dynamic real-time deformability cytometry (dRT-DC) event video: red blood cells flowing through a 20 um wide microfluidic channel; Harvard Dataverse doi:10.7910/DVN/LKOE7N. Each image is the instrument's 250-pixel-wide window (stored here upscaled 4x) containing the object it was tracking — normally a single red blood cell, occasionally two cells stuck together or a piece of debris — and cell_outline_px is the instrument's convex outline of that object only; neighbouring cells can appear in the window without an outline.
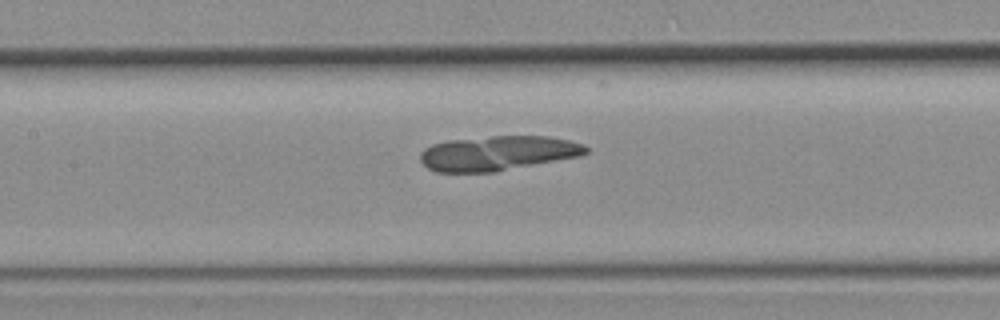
{"species": "common noctule bat (a hibernating species)", "species_latin": "Nyctalus noctula", "temperature_condition": "room temperature", "stored_images_in_passage": 35, "camera_frame_rate_fps": 3000, "um_per_image_px": 0.085, "animal": {"sex": "female", "body_mass_g": 19.3, "forearm_length_mm": 54.1}, "frame": {"image": 1, "passage_image": 14, "time_ms": 4.333, "image_size_px": [1000, 320], "cell_outline_px": [[588, 152], [580, 156], [496, 172], [436, 172], [428, 168], [420, 160], [420, 152], [424, 148], [432, 144], [448, 140], [492, 136], [548, 136], [568, 140], [584, 144], [588, 148]], "centroid_in_image_um": [42.3, 13.02], "position_along_channel_um": 165.1, "area_um2": 33.64}}
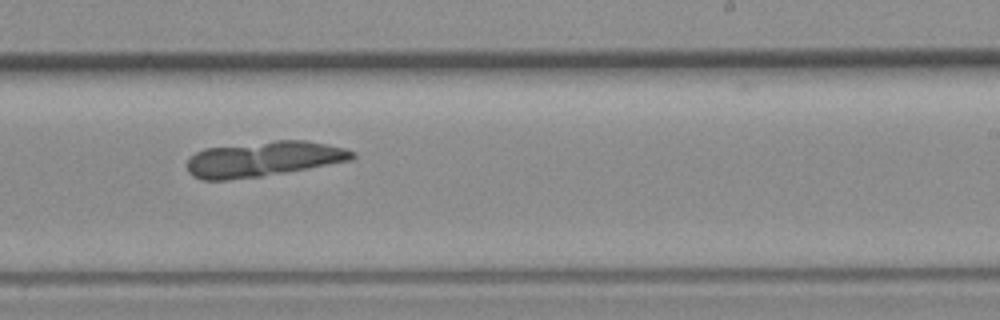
{"frame": {"image": 2, "passage_image": 20, "time_ms": 6.333, "image_size_px": [1000, 320], "cell_outline_px": [[356, 156], [352, 160], [308, 168], [260, 176], [228, 180], [200, 180], [192, 176], [188, 172], [188, 160], [196, 152], [204, 148], [276, 140], [304, 140], [344, 148], [356, 152]], "centroid_in_image_um": [22.37, 13.51], "position_along_channel_um": 266.6, "area_um2": 33.7}}
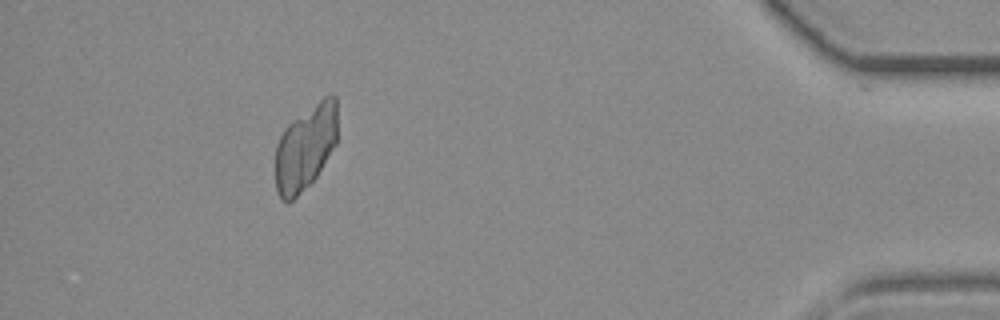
{"frame": {"image": 3, "passage_image": 32, "time_ms": 10.333, "image_size_px": [1000, 320], "cell_outline_px": [[336, 144], [316, 176], [288, 204], [280, 200], [276, 188], [276, 144], [284, 128], [292, 120], [324, 96], [332, 92], [336, 96]], "centroid_in_image_um": [25.95, 12.52], "position_along_channel_um": 409.3, "area_um2": 30.69}}